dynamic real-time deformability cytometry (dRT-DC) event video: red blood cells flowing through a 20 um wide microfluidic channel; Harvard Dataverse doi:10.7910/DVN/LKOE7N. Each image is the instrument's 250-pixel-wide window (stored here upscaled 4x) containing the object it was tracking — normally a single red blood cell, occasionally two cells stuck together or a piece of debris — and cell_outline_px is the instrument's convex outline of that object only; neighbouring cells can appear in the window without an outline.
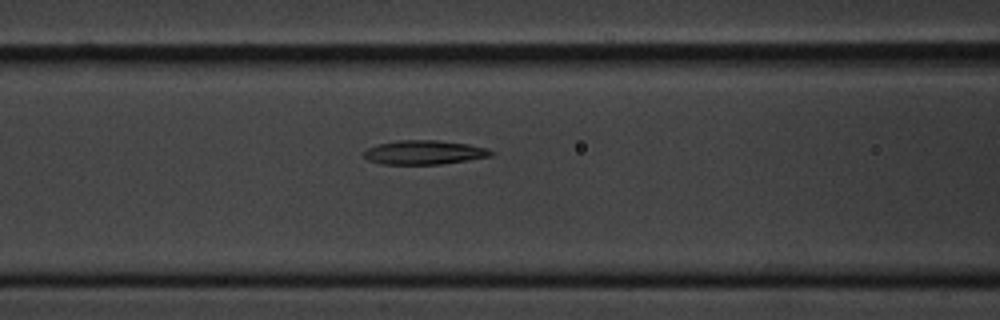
{"species": "common noctule bat (a hibernating species)", "species_latin": "Nyctalus noctula", "temperature_condition": "cold", "stored_images_in_passage": 8, "segment_of_instrument_passage": [1, 2], "camera_frame_rate_fps": 3000, "um_per_image_px": 0.085, "animal": {"sex": "male", "body_mass_g": 20.1, "forearm_length_mm": 53.5}, "frame": {"image": 1, "passage_image": 7, "time_ms": 7.667, "image_size_px": [1000, 320], "cell_outline_px": [[496, 152], [492, 156], [468, 160], [440, 164], [384, 164], [368, 160], [364, 156], [364, 152], [368, 148], [380, 144], [396, 140], [436, 140], [468, 144], [488, 148]], "centroid_in_image_um": [36.11, 12.95], "position_along_channel_um": 130.5, "area_um2": 17.8}}